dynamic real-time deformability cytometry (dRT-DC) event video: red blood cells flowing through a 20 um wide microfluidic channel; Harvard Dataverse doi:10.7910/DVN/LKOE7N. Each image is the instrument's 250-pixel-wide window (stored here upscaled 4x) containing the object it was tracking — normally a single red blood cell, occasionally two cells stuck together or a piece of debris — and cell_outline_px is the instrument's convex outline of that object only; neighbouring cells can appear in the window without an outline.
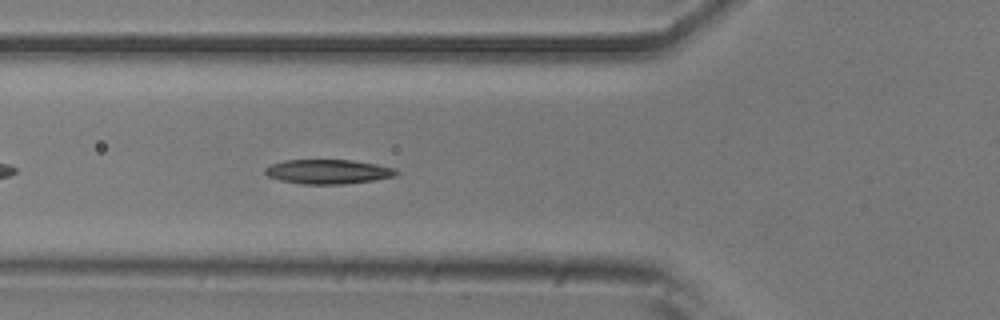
{"species": "common noctule bat (a hibernating species)", "species_latin": "Nyctalus noctula", "temperature_condition": "room temperature", "stored_images_in_passage": 41, "segment_of_instrument_passage": [1, 2], "camera_frame_rate_fps": 3000, "um_per_image_px": 0.085, "animal": {"sex": "male", "body_mass_g": 20.5, "forearm_length_mm": 52.5}, "frame": {"image": 1, "passage_image": 6, "time_ms": 1.667, "image_size_px": [1000, 320], "cell_outline_px": [[400, 172], [396, 176], [376, 180], [344, 184], [300, 184], [280, 180], [268, 176], [264, 172], [264, 168], [272, 164], [284, 160], [352, 160], [376, 164], [392, 168]], "centroid_in_image_um": [27.88, 14.59], "position_along_channel_um": 97.9, "area_um2": 18.73}}
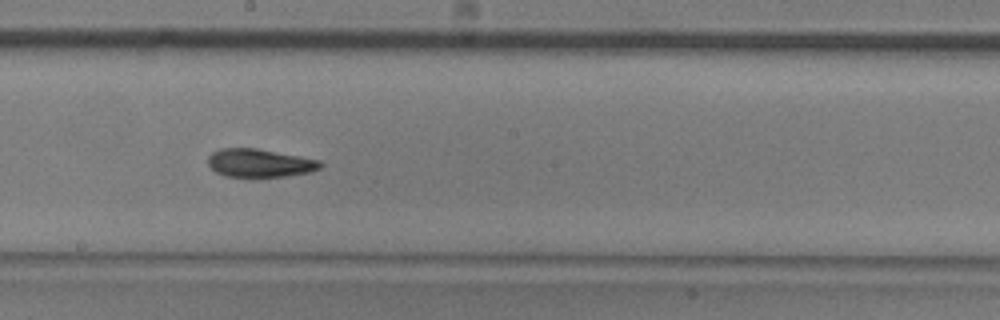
{"frame": {"image": 2, "passage_image": 16, "time_ms": 5.0, "image_size_px": [1000, 320], "cell_outline_px": [[324, 164], [320, 168], [308, 172], [284, 176], [224, 176], [216, 172], [208, 164], [208, 156], [212, 152], [220, 148], [256, 148], [320, 160]], "centroid_in_image_um": [22.05, 13.84], "position_along_channel_um": 226.1, "area_um2": 18.26}}
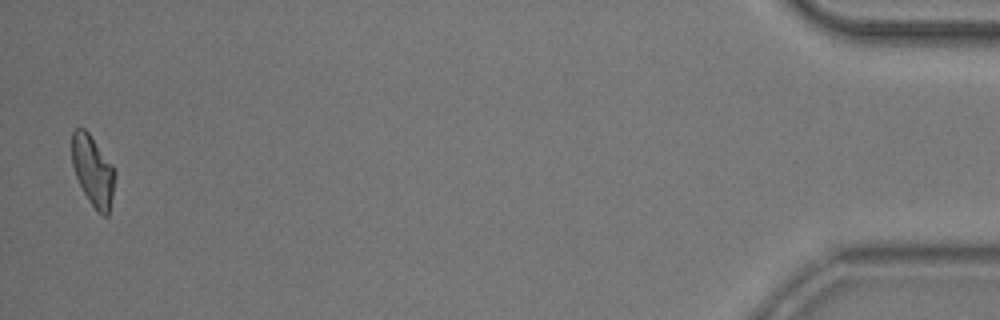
{"frame": {"image": 3, "passage_image": 39, "time_ms": 12.667, "image_size_px": [1000, 320], "cell_outline_px": [[116, 176], [108, 216], [104, 216], [96, 212], [84, 192], [76, 176], [72, 164], [72, 132], [76, 128], [84, 128], [88, 132], [112, 164], [116, 172]], "centroid_in_image_um": [7.91, 14.52], "position_along_channel_um": 427.3, "area_um2": 17.57}}